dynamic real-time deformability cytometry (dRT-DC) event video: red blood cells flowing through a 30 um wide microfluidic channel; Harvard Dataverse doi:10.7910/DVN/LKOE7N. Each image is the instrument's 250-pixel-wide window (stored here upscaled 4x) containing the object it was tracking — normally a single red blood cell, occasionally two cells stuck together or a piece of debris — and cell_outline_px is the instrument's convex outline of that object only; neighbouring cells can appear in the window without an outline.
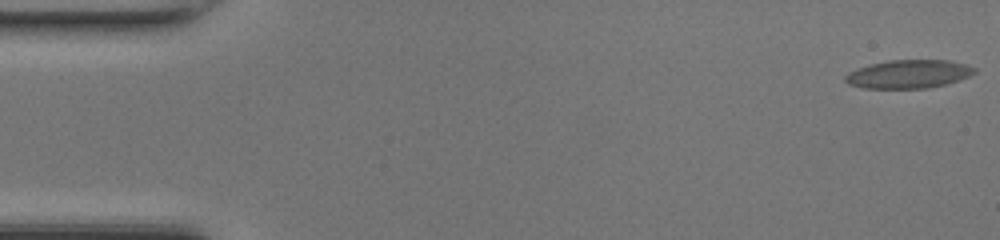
{"species": "common noctule bat (a hibernating species)", "species_latin": "Nyctalus noctula", "temperature_condition": "room temperature", "stored_images_in_passage": 48, "camera_frame_rate_fps": 3000, "um_per_image_px": 0.085, "animal": {"sex": "female", "body_mass_g": 17.0, "forearm_length_mm": 48.0}, "frame": {"image": 1, "passage_image": 1, "time_ms": 0.0, "image_size_px": [1000, 240], "cell_outline_px": [[976, 72], [968, 76], [944, 84], [928, 88], [864, 88], [848, 84], [844, 80], [844, 76], [848, 72], [872, 64], [888, 60], [948, 60], [964, 64], [976, 68]], "centroid_in_image_um": [77.2, 6.29], "position_along_channel_um": 7.8, "area_um2": 21.1}}
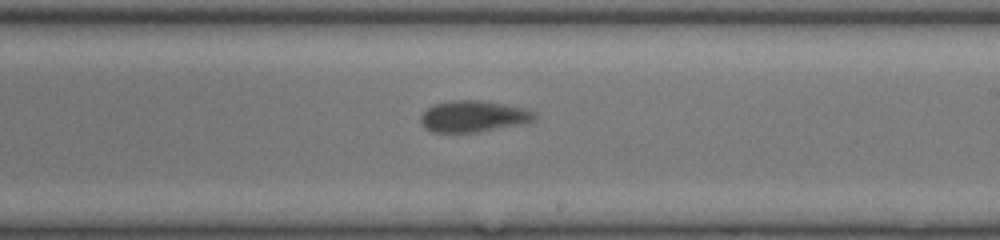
{"frame": {"image": 2, "passage_image": 28, "time_ms": 9.0, "image_size_px": [1000, 240], "cell_outline_px": [[536, 120], [520, 124], [476, 132], [432, 132], [424, 128], [420, 120], [420, 116], [432, 104], [448, 100], [480, 100], [524, 108], [536, 112]], "centroid_in_image_um": [40.21, 9.88], "position_along_channel_um": 248.8, "area_um2": 20.81}}
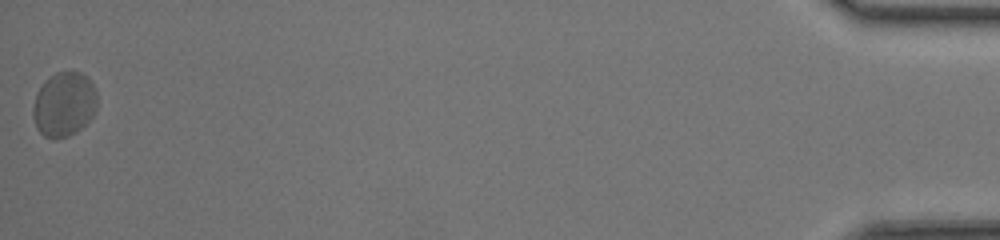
{"frame": {"image": 3, "passage_image": 48, "time_ms": 15.667, "image_size_px": [1000, 240], "cell_outline_px": [[96, 108], [92, 116], [76, 132], [68, 136], [56, 140], [44, 136], [36, 128], [32, 116], [32, 108], [36, 92], [56, 72], [80, 72], [96, 88]], "centroid_in_image_um": [5.42, 8.9], "position_along_channel_um": 429.8, "area_um2": 23.93}, "authors_computed_cell_mechanics": {"area_um2": 21.1548, "velocity_mm_per_s": 4.3031, "shape_relaxation_time_tau1_ms": 7.609, "shape_relaxation_time_tau2_ms": 1.3053, "deformation_change_tau1": 0.1679, "deformation_change_tau2": 0.0635}}